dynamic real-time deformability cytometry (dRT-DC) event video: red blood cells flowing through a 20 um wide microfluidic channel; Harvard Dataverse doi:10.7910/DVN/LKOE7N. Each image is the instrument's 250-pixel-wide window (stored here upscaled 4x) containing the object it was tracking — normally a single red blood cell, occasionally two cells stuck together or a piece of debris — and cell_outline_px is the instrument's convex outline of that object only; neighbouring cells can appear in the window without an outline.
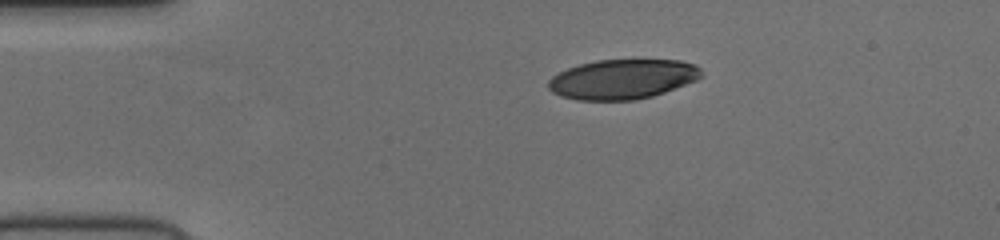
{"species": "human", "species_latin": "Homo sapiens", "temperature_condition": "cold", "stored_images_in_passage": 43, "camera_frame_rate_fps": 3000, "um_per_image_px": 0.085, "donor": {"sex": "female"}, "frame": {"image": 1, "passage_image": 1, "time_ms": 0.0, "image_size_px": [1000, 240], "cell_outline_px": [[704, 76], [696, 80], [664, 92], [652, 96], [636, 100], [576, 100], [560, 96], [552, 92], [548, 88], [548, 80], [552, 76], [568, 68], [580, 64], [596, 60], [680, 60], [696, 64], [700, 68]], "centroid_in_image_um": [52.92, 6.73], "position_along_channel_um": 32.1, "area_um2": 35.55}}
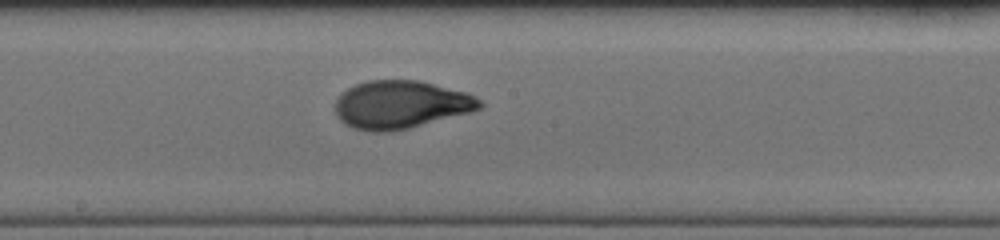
{"frame": {"image": 2, "passage_image": 19, "time_ms": 6.0, "image_size_px": [1000, 240], "cell_outline_px": [[484, 104], [480, 108], [472, 112], [408, 128], [388, 132], [368, 132], [352, 128], [344, 124], [336, 116], [336, 100], [348, 88], [356, 84], [368, 80], [420, 80], [468, 92], [476, 96]], "centroid_in_image_um": [34.09, 8.89], "position_along_channel_um": 214.1, "area_um2": 40.69}}
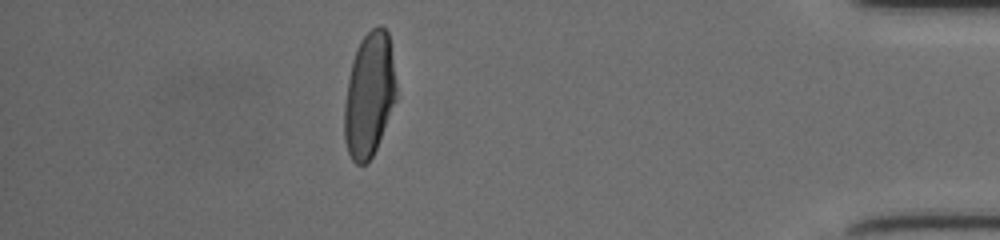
{"frame": {"image": 3, "passage_image": 37, "time_ms": 12.0, "image_size_px": [1000, 240], "cell_outline_px": [[396, 100], [376, 148], [372, 156], [364, 164], [356, 164], [352, 160], [348, 152], [344, 136], [344, 104], [348, 80], [352, 60], [356, 48], [360, 40], [376, 24], [380, 24], [388, 32], [396, 80]], "centroid_in_image_um": [31.38, 8.03], "position_along_channel_um": 403.8, "area_um2": 37.63}}